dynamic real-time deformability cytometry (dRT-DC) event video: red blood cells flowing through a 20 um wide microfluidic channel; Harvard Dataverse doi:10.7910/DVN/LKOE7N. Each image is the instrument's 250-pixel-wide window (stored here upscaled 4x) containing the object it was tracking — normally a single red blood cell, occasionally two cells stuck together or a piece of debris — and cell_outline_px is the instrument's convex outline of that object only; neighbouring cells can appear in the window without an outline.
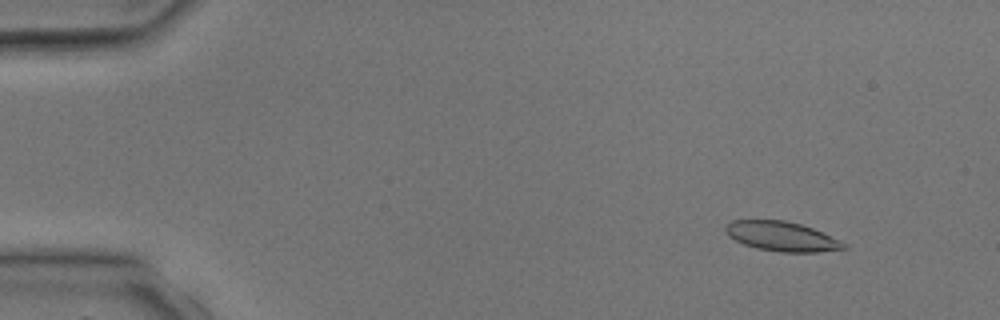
{"species": "common noctule bat (a hibernating species)", "species_latin": "Nyctalus noctula", "temperature_condition": "room temperature", "stored_images_in_passage": 3, "camera_frame_rate_fps": 3000, "um_per_image_px": 0.085, "animal": {"sex": "male", "body_mass_g": 17.9, "forearm_length_mm": 54.2}, "frame": {"image": 1, "passage_image": 1, "time_ms": 0.0, "image_size_px": [1000, 320], "cell_outline_px": [[848, 248], [816, 252], [780, 252], [756, 248], [744, 244], [728, 236], [724, 228], [732, 220], [784, 220], [800, 224], [812, 228], [840, 240], [848, 244]], "centroid_in_image_um": [66.46, 20.09], "position_along_channel_um": 18.5, "area_um2": 20.29}}